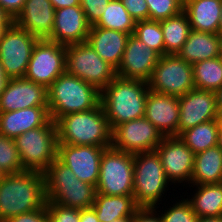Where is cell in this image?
Here are the masks:
<instances>
[{
	"label": "cell",
	"mask_w": 222,
	"mask_h": 222,
	"mask_svg": "<svg viewBox=\"0 0 222 222\" xmlns=\"http://www.w3.org/2000/svg\"><path fill=\"white\" fill-rule=\"evenodd\" d=\"M44 172L24 170L0 180V222L46 205Z\"/></svg>",
	"instance_id": "cell-1"
},
{
	"label": "cell",
	"mask_w": 222,
	"mask_h": 222,
	"mask_svg": "<svg viewBox=\"0 0 222 222\" xmlns=\"http://www.w3.org/2000/svg\"><path fill=\"white\" fill-rule=\"evenodd\" d=\"M149 90L147 81L116 76L101 91L100 103L112 130L144 117Z\"/></svg>",
	"instance_id": "cell-2"
},
{
	"label": "cell",
	"mask_w": 222,
	"mask_h": 222,
	"mask_svg": "<svg viewBox=\"0 0 222 222\" xmlns=\"http://www.w3.org/2000/svg\"><path fill=\"white\" fill-rule=\"evenodd\" d=\"M55 123L58 144L112 145V129L101 103L91 110L64 115Z\"/></svg>",
	"instance_id": "cell-3"
},
{
	"label": "cell",
	"mask_w": 222,
	"mask_h": 222,
	"mask_svg": "<svg viewBox=\"0 0 222 222\" xmlns=\"http://www.w3.org/2000/svg\"><path fill=\"white\" fill-rule=\"evenodd\" d=\"M47 95L50 118L55 122L64 115L97 107L101 91L65 71L47 88Z\"/></svg>",
	"instance_id": "cell-4"
},
{
	"label": "cell",
	"mask_w": 222,
	"mask_h": 222,
	"mask_svg": "<svg viewBox=\"0 0 222 222\" xmlns=\"http://www.w3.org/2000/svg\"><path fill=\"white\" fill-rule=\"evenodd\" d=\"M47 201L62 206L83 209L91 207L96 197V186L81 181L58 158L44 171Z\"/></svg>",
	"instance_id": "cell-5"
},
{
	"label": "cell",
	"mask_w": 222,
	"mask_h": 222,
	"mask_svg": "<svg viewBox=\"0 0 222 222\" xmlns=\"http://www.w3.org/2000/svg\"><path fill=\"white\" fill-rule=\"evenodd\" d=\"M169 183L156 150L134 154L133 198L138 207L158 209Z\"/></svg>",
	"instance_id": "cell-6"
},
{
	"label": "cell",
	"mask_w": 222,
	"mask_h": 222,
	"mask_svg": "<svg viewBox=\"0 0 222 222\" xmlns=\"http://www.w3.org/2000/svg\"><path fill=\"white\" fill-rule=\"evenodd\" d=\"M14 140L25 170L44 172L57 158V128L52 119L41 127L17 136Z\"/></svg>",
	"instance_id": "cell-7"
},
{
	"label": "cell",
	"mask_w": 222,
	"mask_h": 222,
	"mask_svg": "<svg viewBox=\"0 0 222 222\" xmlns=\"http://www.w3.org/2000/svg\"><path fill=\"white\" fill-rule=\"evenodd\" d=\"M134 154L106 148L100 161L96 192L103 195H133Z\"/></svg>",
	"instance_id": "cell-8"
},
{
	"label": "cell",
	"mask_w": 222,
	"mask_h": 222,
	"mask_svg": "<svg viewBox=\"0 0 222 222\" xmlns=\"http://www.w3.org/2000/svg\"><path fill=\"white\" fill-rule=\"evenodd\" d=\"M66 72L102 91L116 76V69L87 43L66 46Z\"/></svg>",
	"instance_id": "cell-9"
},
{
	"label": "cell",
	"mask_w": 222,
	"mask_h": 222,
	"mask_svg": "<svg viewBox=\"0 0 222 222\" xmlns=\"http://www.w3.org/2000/svg\"><path fill=\"white\" fill-rule=\"evenodd\" d=\"M148 84L156 93L181 97L195 89L192 64L177 54L160 56Z\"/></svg>",
	"instance_id": "cell-10"
},
{
	"label": "cell",
	"mask_w": 222,
	"mask_h": 222,
	"mask_svg": "<svg viewBox=\"0 0 222 222\" xmlns=\"http://www.w3.org/2000/svg\"><path fill=\"white\" fill-rule=\"evenodd\" d=\"M39 38L18 27L14 22L0 40V62L10 79L25 76L34 46Z\"/></svg>",
	"instance_id": "cell-11"
},
{
	"label": "cell",
	"mask_w": 222,
	"mask_h": 222,
	"mask_svg": "<svg viewBox=\"0 0 222 222\" xmlns=\"http://www.w3.org/2000/svg\"><path fill=\"white\" fill-rule=\"evenodd\" d=\"M66 46L39 39L34 46L24 78L48 88L66 71Z\"/></svg>",
	"instance_id": "cell-12"
},
{
	"label": "cell",
	"mask_w": 222,
	"mask_h": 222,
	"mask_svg": "<svg viewBox=\"0 0 222 222\" xmlns=\"http://www.w3.org/2000/svg\"><path fill=\"white\" fill-rule=\"evenodd\" d=\"M163 135L145 117L122 123L112 130L113 149L127 153L154 151Z\"/></svg>",
	"instance_id": "cell-13"
},
{
	"label": "cell",
	"mask_w": 222,
	"mask_h": 222,
	"mask_svg": "<svg viewBox=\"0 0 222 222\" xmlns=\"http://www.w3.org/2000/svg\"><path fill=\"white\" fill-rule=\"evenodd\" d=\"M155 150L169 182L191 184L195 154L179 136L163 137Z\"/></svg>",
	"instance_id": "cell-14"
},
{
	"label": "cell",
	"mask_w": 222,
	"mask_h": 222,
	"mask_svg": "<svg viewBox=\"0 0 222 222\" xmlns=\"http://www.w3.org/2000/svg\"><path fill=\"white\" fill-rule=\"evenodd\" d=\"M106 148L109 147L58 144L57 158L68 166L78 179L96 186L100 161Z\"/></svg>",
	"instance_id": "cell-15"
},
{
	"label": "cell",
	"mask_w": 222,
	"mask_h": 222,
	"mask_svg": "<svg viewBox=\"0 0 222 222\" xmlns=\"http://www.w3.org/2000/svg\"><path fill=\"white\" fill-rule=\"evenodd\" d=\"M160 55L141 42L136 36L130 35L116 70L117 76L130 79L149 81Z\"/></svg>",
	"instance_id": "cell-16"
},
{
	"label": "cell",
	"mask_w": 222,
	"mask_h": 222,
	"mask_svg": "<svg viewBox=\"0 0 222 222\" xmlns=\"http://www.w3.org/2000/svg\"><path fill=\"white\" fill-rule=\"evenodd\" d=\"M178 99V136L189 128L216 119L217 106L213 91L195 88Z\"/></svg>",
	"instance_id": "cell-17"
},
{
	"label": "cell",
	"mask_w": 222,
	"mask_h": 222,
	"mask_svg": "<svg viewBox=\"0 0 222 222\" xmlns=\"http://www.w3.org/2000/svg\"><path fill=\"white\" fill-rule=\"evenodd\" d=\"M48 106L47 88L26 78L10 79L0 96V112Z\"/></svg>",
	"instance_id": "cell-18"
},
{
	"label": "cell",
	"mask_w": 222,
	"mask_h": 222,
	"mask_svg": "<svg viewBox=\"0 0 222 222\" xmlns=\"http://www.w3.org/2000/svg\"><path fill=\"white\" fill-rule=\"evenodd\" d=\"M91 25L80 5L55 10L53 30L48 40L68 46L86 42Z\"/></svg>",
	"instance_id": "cell-19"
},
{
	"label": "cell",
	"mask_w": 222,
	"mask_h": 222,
	"mask_svg": "<svg viewBox=\"0 0 222 222\" xmlns=\"http://www.w3.org/2000/svg\"><path fill=\"white\" fill-rule=\"evenodd\" d=\"M144 117L158 129L163 137L178 136V97L149 90Z\"/></svg>",
	"instance_id": "cell-20"
},
{
	"label": "cell",
	"mask_w": 222,
	"mask_h": 222,
	"mask_svg": "<svg viewBox=\"0 0 222 222\" xmlns=\"http://www.w3.org/2000/svg\"><path fill=\"white\" fill-rule=\"evenodd\" d=\"M55 8L50 0H26L14 23L39 39H48L53 30Z\"/></svg>",
	"instance_id": "cell-21"
},
{
	"label": "cell",
	"mask_w": 222,
	"mask_h": 222,
	"mask_svg": "<svg viewBox=\"0 0 222 222\" xmlns=\"http://www.w3.org/2000/svg\"><path fill=\"white\" fill-rule=\"evenodd\" d=\"M50 119L48 106L0 112V134L15 139L31 129L45 125Z\"/></svg>",
	"instance_id": "cell-22"
},
{
	"label": "cell",
	"mask_w": 222,
	"mask_h": 222,
	"mask_svg": "<svg viewBox=\"0 0 222 222\" xmlns=\"http://www.w3.org/2000/svg\"><path fill=\"white\" fill-rule=\"evenodd\" d=\"M129 36L117 30L91 27L86 42L104 61L117 70Z\"/></svg>",
	"instance_id": "cell-23"
},
{
	"label": "cell",
	"mask_w": 222,
	"mask_h": 222,
	"mask_svg": "<svg viewBox=\"0 0 222 222\" xmlns=\"http://www.w3.org/2000/svg\"><path fill=\"white\" fill-rule=\"evenodd\" d=\"M177 55L190 64L222 56L220 35L191 29Z\"/></svg>",
	"instance_id": "cell-24"
},
{
	"label": "cell",
	"mask_w": 222,
	"mask_h": 222,
	"mask_svg": "<svg viewBox=\"0 0 222 222\" xmlns=\"http://www.w3.org/2000/svg\"><path fill=\"white\" fill-rule=\"evenodd\" d=\"M222 0H184L191 29L218 33Z\"/></svg>",
	"instance_id": "cell-25"
},
{
	"label": "cell",
	"mask_w": 222,
	"mask_h": 222,
	"mask_svg": "<svg viewBox=\"0 0 222 222\" xmlns=\"http://www.w3.org/2000/svg\"><path fill=\"white\" fill-rule=\"evenodd\" d=\"M222 183V150L218 145L195 154L192 185Z\"/></svg>",
	"instance_id": "cell-26"
},
{
	"label": "cell",
	"mask_w": 222,
	"mask_h": 222,
	"mask_svg": "<svg viewBox=\"0 0 222 222\" xmlns=\"http://www.w3.org/2000/svg\"><path fill=\"white\" fill-rule=\"evenodd\" d=\"M100 222H111L115 219L132 218L139 208L133 195L111 196L96 193L92 205Z\"/></svg>",
	"instance_id": "cell-27"
},
{
	"label": "cell",
	"mask_w": 222,
	"mask_h": 222,
	"mask_svg": "<svg viewBox=\"0 0 222 222\" xmlns=\"http://www.w3.org/2000/svg\"><path fill=\"white\" fill-rule=\"evenodd\" d=\"M196 193L186 200L198 217H222V183L193 185Z\"/></svg>",
	"instance_id": "cell-28"
},
{
	"label": "cell",
	"mask_w": 222,
	"mask_h": 222,
	"mask_svg": "<svg viewBox=\"0 0 222 222\" xmlns=\"http://www.w3.org/2000/svg\"><path fill=\"white\" fill-rule=\"evenodd\" d=\"M160 25L163 32L165 54H177L191 31L187 14L182 11L176 16L160 21Z\"/></svg>",
	"instance_id": "cell-29"
},
{
	"label": "cell",
	"mask_w": 222,
	"mask_h": 222,
	"mask_svg": "<svg viewBox=\"0 0 222 222\" xmlns=\"http://www.w3.org/2000/svg\"><path fill=\"white\" fill-rule=\"evenodd\" d=\"M219 124L216 119L183 131L179 137L194 154L217 145Z\"/></svg>",
	"instance_id": "cell-30"
},
{
	"label": "cell",
	"mask_w": 222,
	"mask_h": 222,
	"mask_svg": "<svg viewBox=\"0 0 222 222\" xmlns=\"http://www.w3.org/2000/svg\"><path fill=\"white\" fill-rule=\"evenodd\" d=\"M196 89L215 92L222 86V56L192 64Z\"/></svg>",
	"instance_id": "cell-31"
},
{
	"label": "cell",
	"mask_w": 222,
	"mask_h": 222,
	"mask_svg": "<svg viewBox=\"0 0 222 222\" xmlns=\"http://www.w3.org/2000/svg\"><path fill=\"white\" fill-rule=\"evenodd\" d=\"M135 23L136 21L127 12L120 0H110L98 22L91 27L117 30L133 35Z\"/></svg>",
	"instance_id": "cell-32"
},
{
	"label": "cell",
	"mask_w": 222,
	"mask_h": 222,
	"mask_svg": "<svg viewBox=\"0 0 222 222\" xmlns=\"http://www.w3.org/2000/svg\"><path fill=\"white\" fill-rule=\"evenodd\" d=\"M134 36L155 50L160 56L165 55V45L160 21L143 20L135 23Z\"/></svg>",
	"instance_id": "cell-33"
},
{
	"label": "cell",
	"mask_w": 222,
	"mask_h": 222,
	"mask_svg": "<svg viewBox=\"0 0 222 222\" xmlns=\"http://www.w3.org/2000/svg\"><path fill=\"white\" fill-rule=\"evenodd\" d=\"M0 168L5 174L19 173L25 170L15 140L2 134H0Z\"/></svg>",
	"instance_id": "cell-34"
},
{
	"label": "cell",
	"mask_w": 222,
	"mask_h": 222,
	"mask_svg": "<svg viewBox=\"0 0 222 222\" xmlns=\"http://www.w3.org/2000/svg\"><path fill=\"white\" fill-rule=\"evenodd\" d=\"M149 19L162 21L183 11L184 0H146Z\"/></svg>",
	"instance_id": "cell-35"
},
{
	"label": "cell",
	"mask_w": 222,
	"mask_h": 222,
	"mask_svg": "<svg viewBox=\"0 0 222 222\" xmlns=\"http://www.w3.org/2000/svg\"><path fill=\"white\" fill-rule=\"evenodd\" d=\"M170 207V208H169ZM162 210L161 218L163 222H197L198 216L192 210L190 203L183 199L173 203L172 207Z\"/></svg>",
	"instance_id": "cell-36"
},
{
	"label": "cell",
	"mask_w": 222,
	"mask_h": 222,
	"mask_svg": "<svg viewBox=\"0 0 222 222\" xmlns=\"http://www.w3.org/2000/svg\"><path fill=\"white\" fill-rule=\"evenodd\" d=\"M50 222H80V209L46 201Z\"/></svg>",
	"instance_id": "cell-37"
},
{
	"label": "cell",
	"mask_w": 222,
	"mask_h": 222,
	"mask_svg": "<svg viewBox=\"0 0 222 222\" xmlns=\"http://www.w3.org/2000/svg\"><path fill=\"white\" fill-rule=\"evenodd\" d=\"M109 2L110 0H81L80 6L91 26L98 22Z\"/></svg>",
	"instance_id": "cell-38"
},
{
	"label": "cell",
	"mask_w": 222,
	"mask_h": 222,
	"mask_svg": "<svg viewBox=\"0 0 222 222\" xmlns=\"http://www.w3.org/2000/svg\"><path fill=\"white\" fill-rule=\"evenodd\" d=\"M131 17L137 21L149 19V9L146 0H120Z\"/></svg>",
	"instance_id": "cell-39"
},
{
	"label": "cell",
	"mask_w": 222,
	"mask_h": 222,
	"mask_svg": "<svg viewBox=\"0 0 222 222\" xmlns=\"http://www.w3.org/2000/svg\"><path fill=\"white\" fill-rule=\"evenodd\" d=\"M6 222H50V220L45 205L43 208L12 217Z\"/></svg>",
	"instance_id": "cell-40"
},
{
	"label": "cell",
	"mask_w": 222,
	"mask_h": 222,
	"mask_svg": "<svg viewBox=\"0 0 222 222\" xmlns=\"http://www.w3.org/2000/svg\"><path fill=\"white\" fill-rule=\"evenodd\" d=\"M156 207H139L133 217L132 222H163L160 211Z\"/></svg>",
	"instance_id": "cell-41"
},
{
	"label": "cell",
	"mask_w": 222,
	"mask_h": 222,
	"mask_svg": "<svg viewBox=\"0 0 222 222\" xmlns=\"http://www.w3.org/2000/svg\"><path fill=\"white\" fill-rule=\"evenodd\" d=\"M26 0H0V6L14 21L23 10Z\"/></svg>",
	"instance_id": "cell-42"
},
{
	"label": "cell",
	"mask_w": 222,
	"mask_h": 222,
	"mask_svg": "<svg viewBox=\"0 0 222 222\" xmlns=\"http://www.w3.org/2000/svg\"><path fill=\"white\" fill-rule=\"evenodd\" d=\"M80 222H100L94 208L80 209Z\"/></svg>",
	"instance_id": "cell-43"
},
{
	"label": "cell",
	"mask_w": 222,
	"mask_h": 222,
	"mask_svg": "<svg viewBox=\"0 0 222 222\" xmlns=\"http://www.w3.org/2000/svg\"><path fill=\"white\" fill-rule=\"evenodd\" d=\"M12 18L0 6V40L5 30L13 23Z\"/></svg>",
	"instance_id": "cell-44"
},
{
	"label": "cell",
	"mask_w": 222,
	"mask_h": 222,
	"mask_svg": "<svg viewBox=\"0 0 222 222\" xmlns=\"http://www.w3.org/2000/svg\"><path fill=\"white\" fill-rule=\"evenodd\" d=\"M50 2L55 8V10H57V9H62L69 6L73 7L76 5H80L81 0H50Z\"/></svg>",
	"instance_id": "cell-45"
},
{
	"label": "cell",
	"mask_w": 222,
	"mask_h": 222,
	"mask_svg": "<svg viewBox=\"0 0 222 222\" xmlns=\"http://www.w3.org/2000/svg\"><path fill=\"white\" fill-rule=\"evenodd\" d=\"M10 78L5 74L2 63L0 62V96L3 93L4 89L7 86Z\"/></svg>",
	"instance_id": "cell-46"
},
{
	"label": "cell",
	"mask_w": 222,
	"mask_h": 222,
	"mask_svg": "<svg viewBox=\"0 0 222 222\" xmlns=\"http://www.w3.org/2000/svg\"><path fill=\"white\" fill-rule=\"evenodd\" d=\"M197 222H222V217H198Z\"/></svg>",
	"instance_id": "cell-47"
},
{
	"label": "cell",
	"mask_w": 222,
	"mask_h": 222,
	"mask_svg": "<svg viewBox=\"0 0 222 222\" xmlns=\"http://www.w3.org/2000/svg\"><path fill=\"white\" fill-rule=\"evenodd\" d=\"M216 106H222V86L215 92Z\"/></svg>",
	"instance_id": "cell-48"
},
{
	"label": "cell",
	"mask_w": 222,
	"mask_h": 222,
	"mask_svg": "<svg viewBox=\"0 0 222 222\" xmlns=\"http://www.w3.org/2000/svg\"><path fill=\"white\" fill-rule=\"evenodd\" d=\"M216 121L219 125H222V106H217Z\"/></svg>",
	"instance_id": "cell-49"
},
{
	"label": "cell",
	"mask_w": 222,
	"mask_h": 222,
	"mask_svg": "<svg viewBox=\"0 0 222 222\" xmlns=\"http://www.w3.org/2000/svg\"><path fill=\"white\" fill-rule=\"evenodd\" d=\"M217 145H218L219 148L222 150V125H219Z\"/></svg>",
	"instance_id": "cell-50"
},
{
	"label": "cell",
	"mask_w": 222,
	"mask_h": 222,
	"mask_svg": "<svg viewBox=\"0 0 222 222\" xmlns=\"http://www.w3.org/2000/svg\"><path fill=\"white\" fill-rule=\"evenodd\" d=\"M111 222H132V218H121V219H115Z\"/></svg>",
	"instance_id": "cell-51"
},
{
	"label": "cell",
	"mask_w": 222,
	"mask_h": 222,
	"mask_svg": "<svg viewBox=\"0 0 222 222\" xmlns=\"http://www.w3.org/2000/svg\"><path fill=\"white\" fill-rule=\"evenodd\" d=\"M221 33H222V7H221V14H220L219 28H218V34L220 35Z\"/></svg>",
	"instance_id": "cell-52"
},
{
	"label": "cell",
	"mask_w": 222,
	"mask_h": 222,
	"mask_svg": "<svg viewBox=\"0 0 222 222\" xmlns=\"http://www.w3.org/2000/svg\"><path fill=\"white\" fill-rule=\"evenodd\" d=\"M6 174L3 172V170L0 168V180L5 176Z\"/></svg>",
	"instance_id": "cell-53"
},
{
	"label": "cell",
	"mask_w": 222,
	"mask_h": 222,
	"mask_svg": "<svg viewBox=\"0 0 222 222\" xmlns=\"http://www.w3.org/2000/svg\"><path fill=\"white\" fill-rule=\"evenodd\" d=\"M220 40H221V50H222V33L220 34Z\"/></svg>",
	"instance_id": "cell-54"
}]
</instances>
